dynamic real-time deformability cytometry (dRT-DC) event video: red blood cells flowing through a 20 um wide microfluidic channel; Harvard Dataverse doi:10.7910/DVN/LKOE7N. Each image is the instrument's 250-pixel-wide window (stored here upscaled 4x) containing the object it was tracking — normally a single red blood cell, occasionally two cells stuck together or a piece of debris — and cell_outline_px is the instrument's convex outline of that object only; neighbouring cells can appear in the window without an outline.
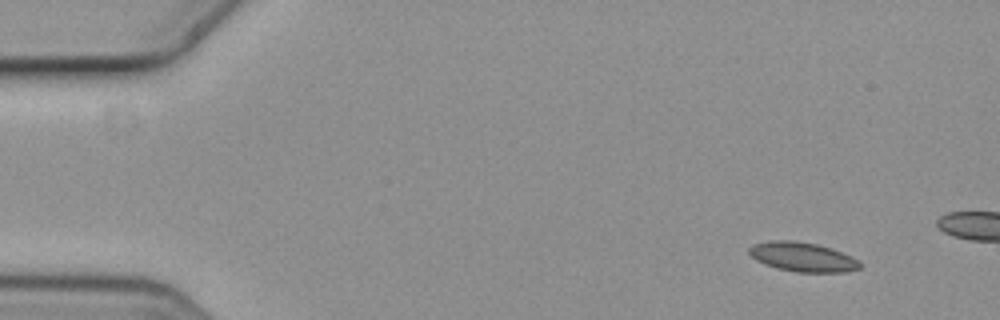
{"species": "common noctule bat (a hibernating species)", "species_latin": "Nyctalus noctula", "temperature_condition": "cold", "stored_images_in_passage": 4, "camera_frame_rate_fps": 3000, "um_per_image_px": 0.085, "animal": {"sex": "female", "body_mass_g": 19.3, "forearm_length_mm": 54.1}, "frame": {"image": 1, "passage_image": 1, "time_ms": 0.0, "image_size_px": [1000, 320], "cell_outline_px": [[864, 264], [860, 268], [848, 272], [796, 272], [776, 268], [764, 264], [756, 260], [748, 252], [748, 248], [752, 244], [768, 240], [796, 240], [816, 244], [832, 248], [852, 256], [860, 260]], "centroid_in_image_um": [68.24, 21.83], "position_along_channel_um": 16.8, "area_um2": 19.36}}